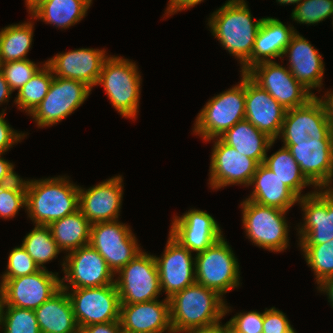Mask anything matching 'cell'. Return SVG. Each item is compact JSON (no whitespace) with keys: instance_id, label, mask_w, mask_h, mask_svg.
<instances>
[{"instance_id":"ba28073f","label":"cell","mask_w":333,"mask_h":333,"mask_svg":"<svg viewBox=\"0 0 333 333\" xmlns=\"http://www.w3.org/2000/svg\"><path fill=\"white\" fill-rule=\"evenodd\" d=\"M115 277L120 304L149 302L159 298L160 280L153 255L141 251Z\"/></svg>"},{"instance_id":"e575fe53","label":"cell","mask_w":333,"mask_h":333,"mask_svg":"<svg viewBox=\"0 0 333 333\" xmlns=\"http://www.w3.org/2000/svg\"><path fill=\"white\" fill-rule=\"evenodd\" d=\"M53 78L51 68L43 63L38 72L18 91L14 99L18 109L30 115L45 98Z\"/></svg>"},{"instance_id":"6f0895ef","label":"cell","mask_w":333,"mask_h":333,"mask_svg":"<svg viewBox=\"0 0 333 333\" xmlns=\"http://www.w3.org/2000/svg\"><path fill=\"white\" fill-rule=\"evenodd\" d=\"M75 333H91L85 326L78 325Z\"/></svg>"},{"instance_id":"f1b7e54d","label":"cell","mask_w":333,"mask_h":333,"mask_svg":"<svg viewBox=\"0 0 333 333\" xmlns=\"http://www.w3.org/2000/svg\"><path fill=\"white\" fill-rule=\"evenodd\" d=\"M219 138L237 152L254 159L258 164L263 163L268 150L275 143L246 119L237 122Z\"/></svg>"},{"instance_id":"5bb4252c","label":"cell","mask_w":333,"mask_h":333,"mask_svg":"<svg viewBox=\"0 0 333 333\" xmlns=\"http://www.w3.org/2000/svg\"><path fill=\"white\" fill-rule=\"evenodd\" d=\"M246 74L266 90L285 110L305 105L314 95L299 83L290 70L275 61L255 64Z\"/></svg>"},{"instance_id":"1f68e13d","label":"cell","mask_w":333,"mask_h":333,"mask_svg":"<svg viewBox=\"0 0 333 333\" xmlns=\"http://www.w3.org/2000/svg\"><path fill=\"white\" fill-rule=\"evenodd\" d=\"M265 156L263 164L272 170L284 182V184L300 199L303 196L312 194L308 192L301 194L303 188L314 186L302 173L300 166L292 157L287 147L282 146L281 149L273 153L271 156Z\"/></svg>"},{"instance_id":"7bdbcfd3","label":"cell","mask_w":333,"mask_h":333,"mask_svg":"<svg viewBox=\"0 0 333 333\" xmlns=\"http://www.w3.org/2000/svg\"><path fill=\"white\" fill-rule=\"evenodd\" d=\"M262 327V333H286L293 328L286 315L275 307L263 311Z\"/></svg>"},{"instance_id":"8992f818","label":"cell","mask_w":333,"mask_h":333,"mask_svg":"<svg viewBox=\"0 0 333 333\" xmlns=\"http://www.w3.org/2000/svg\"><path fill=\"white\" fill-rule=\"evenodd\" d=\"M245 236L255 246L271 252H284L289 246L288 211L263 206L250 200L240 203Z\"/></svg>"},{"instance_id":"5b68a950","label":"cell","mask_w":333,"mask_h":333,"mask_svg":"<svg viewBox=\"0 0 333 333\" xmlns=\"http://www.w3.org/2000/svg\"><path fill=\"white\" fill-rule=\"evenodd\" d=\"M239 84L215 95L198 113L193 133L205 142L221 137L237 122L245 119V73Z\"/></svg>"},{"instance_id":"836d02e7","label":"cell","mask_w":333,"mask_h":333,"mask_svg":"<svg viewBox=\"0 0 333 333\" xmlns=\"http://www.w3.org/2000/svg\"><path fill=\"white\" fill-rule=\"evenodd\" d=\"M34 226L33 230L24 237L21 245L40 269H46L43 264L57 258L62 251L53 239L49 226Z\"/></svg>"},{"instance_id":"f35d334b","label":"cell","mask_w":333,"mask_h":333,"mask_svg":"<svg viewBox=\"0 0 333 333\" xmlns=\"http://www.w3.org/2000/svg\"><path fill=\"white\" fill-rule=\"evenodd\" d=\"M333 13V0H303L292 10L291 19L300 24L314 25Z\"/></svg>"},{"instance_id":"b9f144b4","label":"cell","mask_w":333,"mask_h":333,"mask_svg":"<svg viewBox=\"0 0 333 333\" xmlns=\"http://www.w3.org/2000/svg\"><path fill=\"white\" fill-rule=\"evenodd\" d=\"M228 322L242 333L263 332V313L259 311L237 313Z\"/></svg>"},{"instance_id":"cb8c5ba5","label":"cell","mask_w":333,"mask_h":333,"mask_svg":"<svg viewBox=\"0 0 333 333\" xmlns=\"http://www.w3.org/2000/svg\"><path fill=\"white\" fill-rule=\"evenodd\" d=\"M288 57V69L294 78L301 83L314 96L312 89L323 87L325 64L322 55L310 41L296 31L283 53Z\"/></svg>"},{"instance_id":"c3c4849f","label":"cell","mask_w":333,"mask_h":333,"mask_svg":"<svg viewBox=\"0 0 333 333\" xmlns=\"http://www.w3.org/2000/svg\"><path fill=\"white\" fill-rule=\"evenodd\" d=\"M315 96L321 102L325 111L326 119L328 120L331 130L333 131V90L332 92L331 89L330 91H327V93H325L322 98L318 97L317 95Z\"/></svg>"},{"instance_id":"11a10c76","label":"cell","mask_w":333,"mask_h":333,"mask_svg":"<svg viewBox=\"0 0 333 333\" xmlns=\"http://www.w3.org/2000/svg\"><path fill=\"white\" fill-rule=\"evenodd\" d=\"M303 0H276V2H278V4L280 5H290V4H295L296 3V6L302 2Z\"/></svg>"},{"instance_id":"4fadbf2b","label":"cell","mask_w":333,"mask_h":333,"mask_svg":"<svg viewBox=\"0 0 333 333\" xmlns=\"http://www.w3.org/2000/svg\"><path fill=\"white\" fill-rule=\"evenodd\" d=\"M66 291L78 325L86 327L92 324L120 321V299L115 283Z\"/></svg>"},{"instance_id":"4dcf8cb0","label":"cell","mask_w":333,"mask_h":333,"mask_svg":"<svg viewBox=\"0 0 333 333\" xmlns=\"http://www.w3.org/2000/svg\"><path fill=\"white\" fill-rule=\"evenodd\" d=\"M91 223L80 210L52 222L49 227L61 251L71 252L90 242Z\"/></svg>"},{"instance_id":"d4e9b609","label":"cell","mask_w":333,"mask_h":333,"mask_svg":"<svg viewBox=\"0 0 333 333\" xmlns=\"http://www.w3.org/2000/svg\"><path fill=\"white\" fill-rule=\"evenodd\" d=\"M120 323L129 333H173L169 300L120 304Z\"/></svg>"},{"instance_id":"9c48e42d","label":"cell","mask_w":333,"mask_h":333,"mask_svg":"<svg viewBox=\"0 0 333 333\" xmlns=\"http://www.w3.org/2000/svg\"><path fill=\"white\" fill-rule=\"evenodd\" d=\"M89 244L105 259L115 276L142 251L130 225L119 220L93 223Z\"/></svg>"},{"instance_id":"d6a6232c","label":"cell","mask_w":333,"mask_h":333,"mask_svg":"<svg viewBox=\"0 0 333 333\" xmlns=\"http://www.w3.org/2000/svg\"><path fill=\"white\" fill-rule=\"evenodd\" d=\"M32 21L11 24L0 31V63L29 59L27 54L33 41Z\"/></svg>"},{"instance_id":"74e56055","label":"cell","mask_w":333,"mask_h":333,"mask_svg":"<svg viewBox=\"0 0 333 333\" xmlns=\"http://www.w3.org/2000/svg\"><path fill=\"white\" fill-rule=\"evenodd\" d=\"M3 333H41L34 310L4 305Z\"/></svg>"},{"instance_id":"60d3db41","label":"cell","mask_w":333,"mask_h":333,"mask_svg":"<svg viewBox=\"0 0 333 333\" xmlns=\"http://www.w3.org/2000/svg\"><path fill=\"white\" fill-rule=\"evenodd\" d=\"M7 262L6 272L1 275V280L30 275L40 270L22 245L17 246L10 251Z\"/></svg>"},{"instance_id":"f546056e","label":"cell","mask_w":333,"mask_h":333,"mask_svg":"<svg viewBox=\"0 0 333 333\" xmlns=\"http://www.w3.org/2000/svg\"><path fill=\"white\" fill-rule=\"evenodd\" d=\"M91 3L92 0H44L29 13L30 19L67 29L86 16Z\"/></svg>"},{"instance_id":"6da1fadb","label":"cell","mask_w":333,"mask_h":333,"mask_svg":"<svg viewBox=\"0 0 333 333\" xmlns=\"http://www.w3.org/2000/svg\"><path fill=\"white\" fill-rule=\"evenodd\" d=\"M245 0H227L211 14L207 25L222 47L240 63L241 73L251 68L255 37L263 18L255 21Z\"/></svg>"},{"instance_id":"f6af8a7d","label":"cell","mask_w":333,"mask_h":333,"mask_svg":"<svg viewBox=\"0 0 333 333\" xmlns=\"http://www.w3.org/2000/svg\"><path fill=\"white\" fill-rule=\"evenodd\" d=\"M204 0H169L164 16H171L182 10L190 9Z\"/></svg>"},{"instance_id":"484cf974","label":"cell","mask_w":333,"mask_h":333,"mask_svg":"<svg viewBox=\"0 0 333 333\" xmlns=\"http://www.w3.org/2000/svg\"><path fill=\"white\" fill-rule=\"evenodd\" d=\"M249 186H254L247 200L263 206L289 211L299 198L263 163L257 166Z\"/></svg>"},{"instance_id":"ac0fdd59","label":"cell","mask_w":333,"mask_h":333,"mask_svg":"<svg viewBox=\"0 0 333 333\" xmlns=\"http://www.w3.org/2000/svg\"><path fill=\"white\" fill-rule=\"evenodd\" d=\"M161 257L154 256L161 291L165 292L166 298L182 291L194 284L195 279V256L187 248L183 247L170 234L164 253Z\"/></svg>"},{"instance_id":"8d00e7d4","label":"cell","mask_w":333,"mask_h":333,"mask_svg":"<svg viewBox=\"0 0 333 333\" xmlns=\"http://www.w3.org/2000/svg\"><path fill=\"white\" fill-rule=\"evenodd\" d=\"M23 207L26 208V180L19 176L15 181L0 183V217L12 219Z\"/></svg>"},{"instance_id":"f907efd6","label":"cell","mask_w":333,"mask_h":333,"mask_svg":"<svg viewBox=\"0 0 333 333\" xmlns=\"http://www.w3.org/2000/svg\"><path fill=\"white\" fill-rule=\"evenodd\" d=\"M317 289L327 295L328 302L330 303L331 307L333 308V277L324 281L321 285L317 287Z\"/></svg>"},{"instance_id":"d590c367","label":"cell","mask_w":333,"mask_h":333,"mask_svg":"<svg viewBox=\"0 0 333 333\" xmlns=\"http://www.w3.org/2000/svg\"><path fill=\"white\" fill-rule=\"evenodd\" d=\"M319 286L333 277V239L319 245H298Z\"/></svg>"},{"instance_id":"4316f807","label":"cell","mask_w":333,"mask_h":333,"mask_svg":"<svg viewBox=\"0 0 333 333\" xmlns=\"http://www.w3.org/2000/svg\"><path fill=\"white\" fill-rule=\"evenodd\" d=\"M295 33L292 25L286 26L273 17L263 18L252 49L251 67L261 62L283 58L285 48Z\"/></svg>"},{"instance_id":"f5cc1de1","label":"cell","mask_w":333,"mask_h":333,"mask_svg":"<svg viewBox=\"0 0 333 333\" xmlns=\"http://www.w3.org/2000/svg\"><path fill=\"white\" fill-rule=\"evenodd\" d=\"M42 1L44 0H25V4L28 9V14L36 7L38 6Z\"/></svg>"},{"instance_id":"603a6c76","label":"cell","mask_w":333,"mask_h":333,"mask_svg":"<svg viewBox=\"0 0 333 333\" xmlns=\"http://www.w3.org/2000/svg\"><path fill=\"white\" fill-rule=\"evenodd\" d=\"M283 146L290 151L315 190L333 187V142H308Z\"/></svg>"},{"instance_id":"bcb514c9","label":"cell","mask_w":333,"mask_h":333,"mask_svg":"<svg viewBox=\"0 0 333 333\" xmlns=\"http://www.w3.org/2000/svg\"><path fill=\"white\" fill-rule=\"evenodd\" d=\"M0 153V183L15 181L19 175L14 171V164L4 159Z\"/></svg>"},{"instance_id":"7402d4cb","label":"cell","mask_w":333,"mask_h":333,"mask_svg":"<svg viewBox=\"0 0 333 333\" xmlns=\"http://www.w3.org/2000/svg\"><path fill=\"white\" fill-rule=\"evenodd\" d=\"M285 113L284 107L245 73V119L276 141Z\"/></svg>"},{"instance_id":"9f6ffc18","label":"cell","mask_w":333,"mask_h":333,"mask_svg":"<svg viewBox=\"0 0 333 333\" xmlns=\"http://www.w3.org/2000/svg\"><path fill=\"white\" fill-rule=\"evenodd\" d=\"M225 333H242L234 328L228 321L225 324Z\"/></svg>"},{"instance_id":"7c38bea8","label":"cell","mask_w":333,"mask_h":333,"mask_svg":"<svg viewBox=\"0 0 333 333\" xmlns=\"http://www.w3.org/2000/svg\"><path fill=\"white\" fill-rule=\"evenodd\" d=\"M64 257L61 265L65 276L60 278L63 290L100 287L115 283L114 273L109 269L105 259L90 244L71 251Z\"/></svg>"},{"instance_id":"30bf717a","label":"cell","mask_w":333,"mask_h":333,"mask_svg":"<svg viewBox=\"0 0 333 333\" xmlns=\"http://www.w3.org/2000/svg\"><path fill=\"white\" fill-rule=\"evenodd\" d=\"M91 91L81 81L54 76L45 98L29 116L38 128L58 124L79 108Z\"/></svg>"},{"instance_id":"ab89813d","label":"cell","mask_w":333,"mask_h":333,"mask_svg":"<svg viewBox=\"0 0 333 333\" xmlns=\"http://www.w3.org/2000/svg\"><path fill=\"white\" fill-rule=\"evenodd\" d=\"M29 59L9 61L1 64V72L11 90H20L42 67Z\"/></svg>"},{"instance_id":"db71d44e","label":"cell","mask_w":333,"mask_h":333,"mask_svg":"<svg viewBox=\"0 0 333 333\" xmlns=\"http://www.w3.org/2000/svg\"><path fill=\"white\" fill-rule=\"evenodd\" d=\"M4 297H3V292L0 286V328H1V324H2V317H3V309H4Z\"/></svg>"},{"instance_id":"9a60e30c","label":"cell","mask_w":333,"mask_h":333,"mask_svg":"<svg viewBox=\"0 0 333 333\" xmlns=\"http://www.w3.org/2000/svg\"><path fill=\"white\" fill-rule=\"evenodd\" d=\"M4 304L17 308L36 310L61 289L58 273L48 269L17 278L1 280Z\"/></svg>"},{"instance_id":"e0dca14e","label":"cell","mask_w":333,"mask_h":333,"mask_svg":"<svg viewBox=\"0 0 333 333\" xmlns=\"http://www.w3.org/2000/svg\"><path fill=\"white\" fill-rule=\"evenodd\" d=\"M210 158V188L218 190L229 185L249 187L252 176L259 165L254 159L237 152L220 138H213Z\"/></svg>"},{"instance_id":"7a4b0ae2","label":"cell","mask_w":333,"mask_h":333,"mask_svg":"<svg viewBox=\"0 0 333 333\" xmlns=\"http://www.w3.org/2000/svg\"><path fill=\"white\" fill-rule=\"evenodd\" d=\"M168 300L173 333L214 326L231 312V307L218 292L196 282Z\"/></svg>"},{"instance_id":"681fc988","label":"cell","mask_w":333,"mask_h":333,"mask_svg":"<svg viewBox=\"0 0 333 333\" xmlns=\"http://www.w3.org/2000/svg\"><path fill=\"white\" fill-rule=\"evenodd\" d=\"M12 93L13 91L5 80L4 74L0 71V105L9 102Z\"/></svg>"},{"instance_id":"d6986e66","label":"cell","mask_w":333,"mask_h":333,"mask_svg":"<svg viewBox=\"0 0 333 333\" xmlns=\"http://www.w3.org/2000/svg\"><path fill=\"white\" fill-rule=\"evenodd\" d=\"M123 186V177L119 174L89 189L79 186V210L91 224L118 220Z\"/></svg>"},{"instance_id":"2e32d148","label":"cell","mask_w":333,"mask_h":333,"mask_svg":"<svg viewBox=\"0 0 333 333\" xmlns=\"http://www.w3.org/2000/svg\"><path fill=\"white\" fill-rule=\"evenodd\" d=\"M303 214L298 245H319L333 239V191L317 189L298 200Z\"/></svg>"},{"instance_id":"ffe728a7","label":"cell","mask_w":333,"mask_h":333,"mask_svg":"<svg viewBox=\"0 0 333 333\" xmlns=\"http://www.w3.org/2000/svg\"><path fill=\"white\" fill-rule=\"evenodd\" d=\"M221 229L207 211L194 208L173 217L169 234L183 247L198 254L223 236Z\"/></svg>"},{"instance_id":"44dd1931","label":"cell","mask_w":333,"mask_h":333,"mask_svg":"<svg viewBox=\"0 0 333 333\" xmlns=\"http://www.w3.org/2000/svg\"><path fill=\"white\" fill-rule=\"evenodd\" d=\"M105 50L74 49L58 53L45 63L51 68L54 76L81 81L93 89L99 80L103 62L109 56L105 54Z\"/></svg>"},{"instance_id":"8fae6325","label":"cell","mask_w":333,"mask_h":333,"mask_svg":"<svg viewBox=\"0 0 333 333\" xmlns=\"http://www.w3.org/2000/svg\"><path fill=\"white\" fill-rule=\"evenodd\" d=\"M280 137L283 145L333 142V131L316 96L305 105L286 110L278 138Z\"/></svg>"},{"instance_id":"816d5d0a","label":"cell","mask_w":333,"mask_h":333,"mask_svg":"<svg viewBox=\"0 0 333 333\" xmlns=\"http://www.w3.org/2000/svg\"><path fill=\"white\" fill-rule=\"evenodd\" d=\"M186 333H225V324L218 323L214 326L190 330Z\"/></svg>"},{"instance_id":"52a82bcc","label":"cell","mask_w":333,"mask_h":333,"mask_svg":"<svg viewBox=\"0 0 333 333\" xmlns=\"http://www.w3.org/2000/svg\"><path fill=\"white\" fill-rule=\"evenodd\" d=\"M224 235L203 252L195 254L196 283L218 292L222 297L240 284L238 259Z\"/></svg>"},{"instance_id":"277c9868","label":"cell","mask_w":333,"mask_h":333,"mask_svg":"<svg viewBox=\"0 0 333 333\" xmlns=\"http://www.w3.org/2000/svg\"><path fill=\"white\" fill-rule=\"evenodd\" d=\"M135 62L109 55L103 62L99 80L110 103L124 118L136 119L141 94V74Z\"/></svg>"},{"instance_id":"680465c9","label":"cell","mask_w":333,"mask_h":333,"mask_svg":"<svg viewBox=\"0 0 333 333\" xmlns=\"http://www.w3.org/2000/svg\"><path fill=\"white\" fill-rule=\"evenodd\" d=\"M286 333H297L294 328H292L289 332Z\"/></svg>"},{"instance_id":"83f0119b","label":"cell","mask_w":333,"mask_h":333,"mask_svg":"<svg viewBox=\"0 0 333 333\" xmlns=\"http://www.w3.org/2000/svg\"><path fill=\"white\" fill-rule=\"evenodd\" d=\"M34 312L41 333H75L78 327L71 300L62 288Z\"/></svg>"},{"instance_id":"7dc6e473","label":"cell","mask_w":333,"mask_h":333,"mask_svg":"<svg viewBox=\"0 0 333 333\" xmlns=\"http://www.w3.org/2000/svg\"><path fill=\"white\" fill-rule=\"evenodd\" d=\"M91 333H121L122 327L120 321L92 324L86 326Z\"/></svg>"},{"instance_id":"ee69618b","label":"cell","mask_w":333,"mask_h":333,"mask_svg":"<svg viewBox=\"0 0 333 333\" xmlns=\"http://www.w3.org/2000/svg\"><path fill=\"white\" fill-rule=\"evenodd\" d=\"M6 110L2 109L0 112V153L4 154L7 152L12 146L20 140L26 137L25 133H20L9 125L7 120H5Z\"/></svg>"},{"instance_id":"3957f363","label":"cell","mask_w":333,"mask_h":333,"mask_svg":"<svg viewBox=\"0 0 333 333\" xmlns=\"http://www.w3.org/2000/svg\"><path fill=\"white\" fill-rule=\"evenodd\" d=\"M25 209L35 225L49 226L79 210V185L65 175L27 179Z\"/></svg>"}]
</instances>
